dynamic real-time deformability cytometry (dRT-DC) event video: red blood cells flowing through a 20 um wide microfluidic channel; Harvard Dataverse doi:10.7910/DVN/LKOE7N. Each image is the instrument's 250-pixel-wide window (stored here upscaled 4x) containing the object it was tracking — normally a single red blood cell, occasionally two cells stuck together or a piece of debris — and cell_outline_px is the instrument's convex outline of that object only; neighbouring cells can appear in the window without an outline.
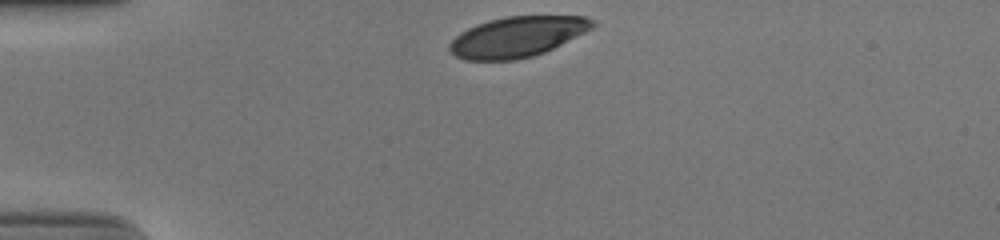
{"species": "human", "species_latin": "Homo sapiens", "temperature_condition": "cold", "stored_images_in_passage": 31, "camera_frame_rate_fps": 3000, "um_per_image_px": 0.085, "donor": {"sex": "male"}, "frame": {"image": 1, "passage_image": 1, "time_ms": 0.0, "image_size_px": [1000, 240], "cell_outline_px": [[596, 24], [592, 28], [544, 52], [532, 56], [516, 60], [464, 60], [456, 56], [448, 48], [448, 44], [460, 32], [476, 24], [488, 20], [504, 16], [584, 16], [592, 20]], "centroid_in_image_um": [43.92, 3.12], "position_along_channel_um": 41.1, "area_um2": 33.47}}
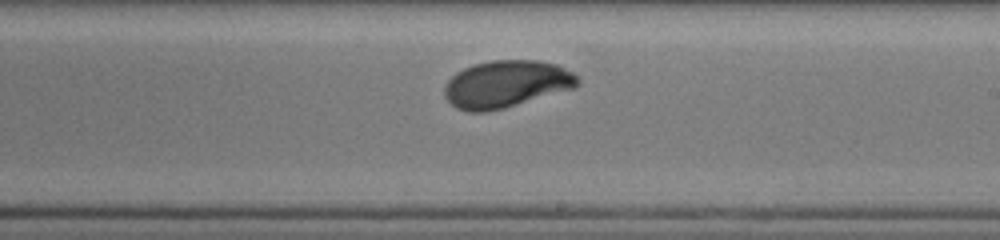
{"frame": {"image": 2, "passage_image": 20, "time_ms": 6.333, "image_size_px": [1000, 240], "cell_outline_px": [[580, 84], [576, 88], [504, 108], [488, 112], [468, 112], [456, 108], [444, 96], [444, 88], [448, 80], [456, 72], [472, 64], [492, 60], [540, 60], [556, 64], [572, 72], [580, 80]], "centroid_in_image_um": [43.04, 7.14], "position_along_channel_um": 246.0, "area_um2": 36.88}}
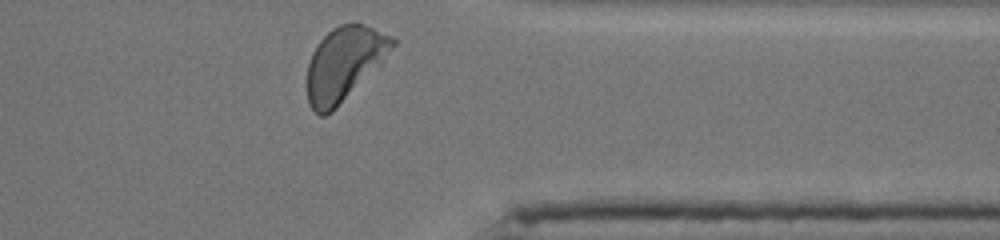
{"frame": {"image": 3, "passage_image": 31, "time_ms": 10.0, "image_size_px": [1000, 240], "cell_outline_px": [[396, 44], [380, 64], [332, 112], [324, 116], [320, 116], [308, 104], [308, 64], [312, 52], [320, 40], [332, 28], [340, 24], [364, 24], [392, 36], [396, 40]], "centroid_in_image_um": [29.25, 5.41], "position_along_channel_um": 382.1, "area_um2": 36.13}, "authors_computed_cell_mechanics": {"area_um2": 35.7782, "velocity_mm_per_s": 3.8654, "shape_relaxation_time_tau1_ms": 3.4938, "shape_relaxation_time_tau2_ms": null, "deformation_change_tau1": 0.1641, "deformation_change_tau2": null}}